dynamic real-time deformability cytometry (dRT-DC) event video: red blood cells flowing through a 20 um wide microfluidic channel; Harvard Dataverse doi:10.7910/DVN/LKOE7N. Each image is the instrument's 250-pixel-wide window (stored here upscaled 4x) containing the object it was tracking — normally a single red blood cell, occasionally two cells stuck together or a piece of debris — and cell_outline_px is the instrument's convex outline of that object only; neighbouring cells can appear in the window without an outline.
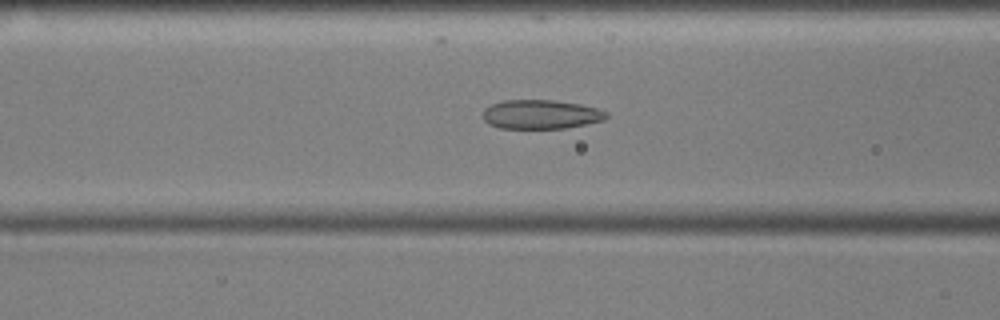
{"species": "common noctule bat (a hibernating species)", "species_latin": "Nyctalus noctula", "temperature_condition": "cold", "stored_images_in_passage": 55, "camera_frame_rate_fps": 3000, "um_per_image_px": 0.085, "animal": {"sex": "male", "body_mass_g": 17.9, "forearm_length_mm": 54.2}, "frame": {"image": 1, "passage_image": 21, "time_ms": 6.667, "image_size_px": [1000, 320], "cell_outline_px": [[608, 116], [604, 120], [564, 128], [500, 128], [488, 124], [484, 120], [484, 108], [492, 104], [504, 100], [552, 100], [580, 104], [596, 108], [608, 112]], "centroid_in_image_um": [45.97, 9.72], "position_along_channel_um": 120.6, "area_um2": 20.81}}
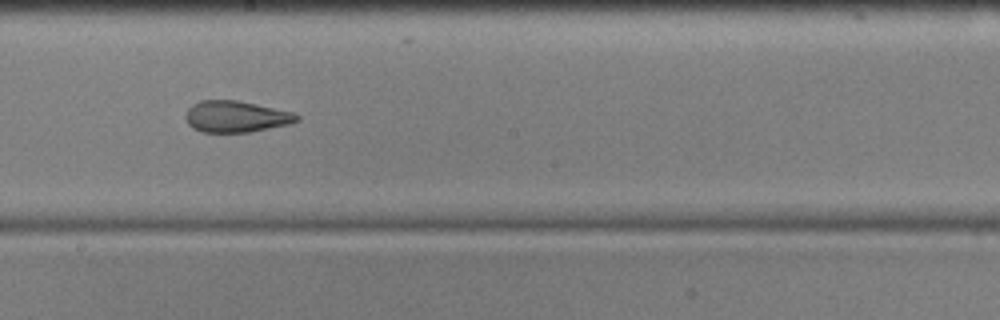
{"frame": {"image": 2, "passage_image": 30, "time_ms": 9.667, "image_size_px": [1000, 320], "cell_outline_px": [[300, 120], [288, 124], [248, 132], [204, 132], [192, 128], [188, 124], [184, 116], [188, 108], [192, 104], [200, 100], [236, 100], [256, 104], [292, 112], [300, 116]], "centroid_in_image_um": [20.02, 9.9], "position_along_channel_um": 228.2, "area_um2": 20.29}}
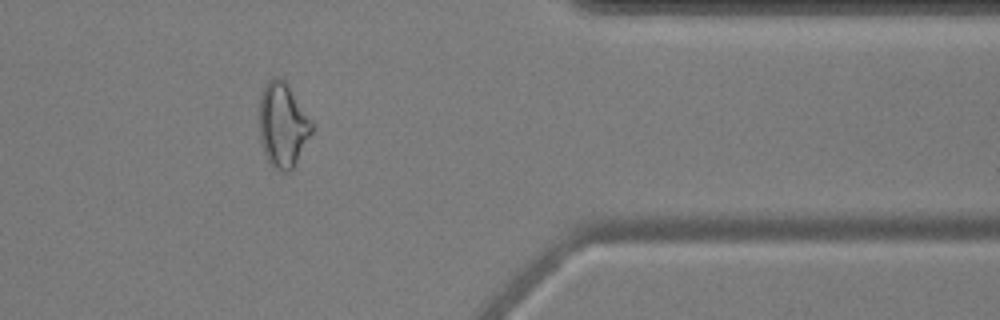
{"frame": {"image": 3, "passage_image": 45, "time_ms": 14.667, "image_size_px": [1000, 320], "cell_outline_px": [[312, 132], [292, 168], [288, 172], [284, 172], [276, 168], [268, 160], [264, 152], [260, 136], [260, 96], [268, 80], [272, 76], [276, 76], [284, 80], [288, 84], [312, 120]], "centroid_in_image_um": [24.04, 10.57], "position_along_channel_um": 387.4, "area_um2": 25.43}, "authors_computed_cell_mechanics": {"area_um2": 23.3512, "velocity_mm_per_s": 3.5869, "shape_relaxation_time_tau1_ms": null, "shape_relaxation_time_tau2_ms": 2.5759, "deformation_change_tau1": null, "deformation_change_tau2": 0.1167}}